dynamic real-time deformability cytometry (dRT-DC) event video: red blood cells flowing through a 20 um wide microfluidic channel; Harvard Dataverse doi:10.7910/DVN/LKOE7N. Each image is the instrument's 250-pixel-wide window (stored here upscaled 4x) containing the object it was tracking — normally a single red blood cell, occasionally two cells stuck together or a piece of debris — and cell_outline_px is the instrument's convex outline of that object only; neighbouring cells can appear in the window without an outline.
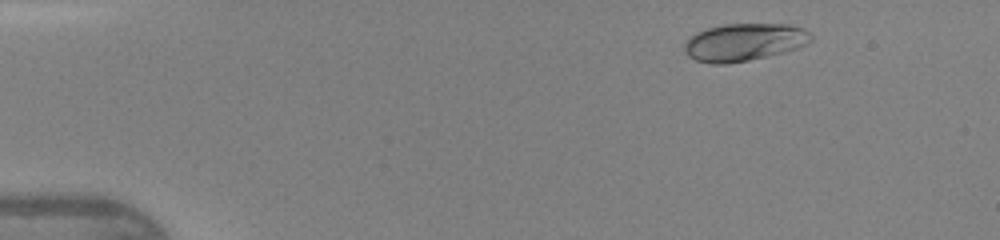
{"species": "human", "species_latin": "Homo sapiens", "temperature_condition": "warm", "stored_images_in_passage": 42, "camera_frame_rate_fps": 3000, "um_per_image_px": 0.085, "donor": {"sex": "female"}, "frame": {"image": 1, "passage_image": 1, "time_ms": 0.0, "image_size_px": [1000, 240], "cell_outline_px": [[812, 40], [808, 44], [784, 52], [748, 60], [724, 64], [712, 64], [696, 60], [688, 56], [684, 52], [684, 44], [696, 32], [708, 28], [724, 24], [788, 24], [804, 28], [812, 36]], "centroid_in_image_um": [63.26, 3.58], "position_along_channel_um": 21.7, "area_um2": 27.63}}
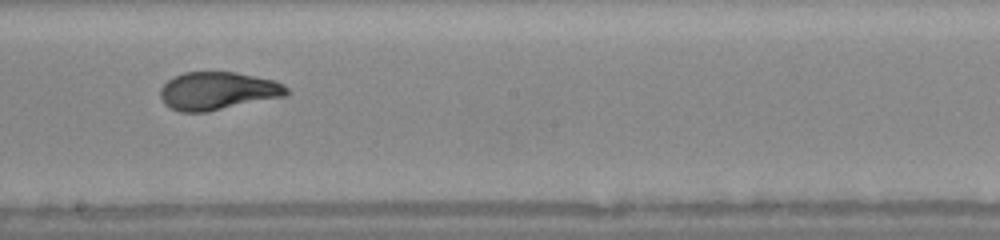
{"frame": {"image": 2, "passage_image": 22, "time_ms": 7.0, "image_size_px": [1000, 240], "cell_outline_px": [[288, 96], [208, 112], [180, 112], [164, 104], [160, 96], [160, 88], [168, 80], [184, 72], [236, 72], [276, 80], [284, 84], [288, 88]], "centroid_in_image_um": [18.55, 7.73], "position_along_channel_um": 229.6, "area_um2": 28.26}}
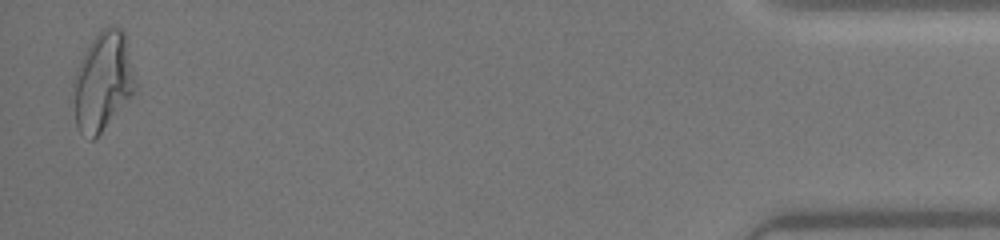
{"frame": {"image": 3, "passage_image": 41, "time_ms": 13.333, "image_size_px": [1000, 240], "cell_outline_px": [[136, 88], [100, 132], [92, 140], [88, 140], [80, 132], [76, 124], [72, 84], [72, 80], [80, 60], [88, 44], [96, 32], [100, 28], [108, 24], [120, 28], [124, 32], [136, 84]], "centroid_in_image_um": [8.69, 6.86], "position_along_channel_um": 426.5, "area_um2": 35.32}, "authors_computed_cell_mechanics": {"area_um2": 28.2931, "velocity_mm_per_s": 4.3346, "shape_relaxation_time_tau1_ms": 3.1733, "shape_relaxation_time_tau2_ms": null, "deformation_change_tau1": 0.1558, "deformation_change_tau2": null}}